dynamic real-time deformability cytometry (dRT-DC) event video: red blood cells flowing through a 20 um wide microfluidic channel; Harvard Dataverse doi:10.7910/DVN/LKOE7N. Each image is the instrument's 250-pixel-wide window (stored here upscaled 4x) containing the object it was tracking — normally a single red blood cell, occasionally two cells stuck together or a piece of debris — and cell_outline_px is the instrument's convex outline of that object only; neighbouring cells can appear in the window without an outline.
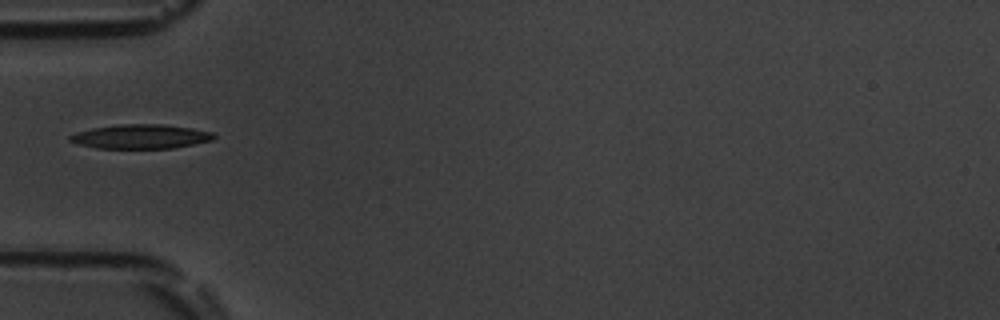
{"species": "common noctule bat (a hibernating species)", "species_latin": "Nyctalus noctula", "temperature_condition": "room temperature", "stored_images_in_passage": 4, "camera_frame_rate_fps": 3000, "um_per_image_px": 0.085, "animal": {"sex": "male", "body_mass_g": 19.5, "forearm_length_mm": 54.6}, "frame": {"image": 1, "passage_image": 1, "time_ms": 0.0, "image_size_px": [1000, 320], "cell_outline_px": [[216, 136], [212, 140], [172, 148], [96, 148], [80, 144], [68, 140], [68, 136], [76, 132], [92, 128], [116, 124], [160, 124], [192, 128], [212, 132]], "centroid_in_image_um": [11.93, 11.6], "position_along_channel_um": 73.1, "area_um2": 20.23}}